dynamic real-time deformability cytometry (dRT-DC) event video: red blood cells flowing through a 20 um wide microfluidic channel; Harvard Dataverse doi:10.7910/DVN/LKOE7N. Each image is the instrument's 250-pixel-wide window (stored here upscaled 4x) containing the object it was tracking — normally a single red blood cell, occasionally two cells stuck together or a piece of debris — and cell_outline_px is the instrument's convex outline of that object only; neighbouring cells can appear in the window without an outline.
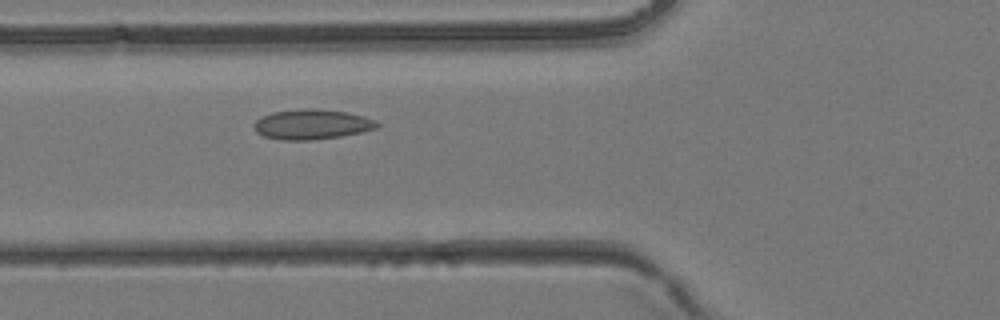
{"species": "common noctule bat (a hibernating species)", "species_latin": "Nyctalus noctula", "temperature_condition": "room temperature", "stored_images_in_passage": 38, "camera_frame_rate_fps": 3000, "um_per_image_px": 0.085, "animal": {"sex": "female", "body_mass_g": 24.6, "forearm_length_mm": 56.2}, "frame": {"image": 1, "passage_image": 11, "time_ms": 3.333, "image_size_px": [1000, 320], "cell_outline_px": [[380, 128], [364, 132], [340, 136], [312, 140], [280, 140], [264, 136], [256, 132], [252, 124], [256, 120], [272, 112], [304, 108], [316, 108], [348, 112], [364, 116], [376, 120], [380, 124]], "centroid_in_image_um": [26.55, 10.57], "position_along_channel_um": 99.2, "area_um2": 21.85}}
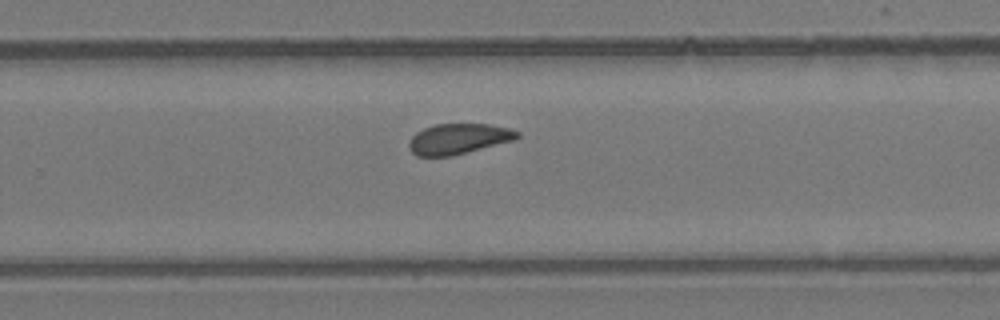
{"frame": {"image": 2, "passage_image": 23, "time_ms": 7.333, "image_size_px": [1000, 320], "cell_outline_px": [[520, 136], [516, 140], [452, 156], [416, 156], [408, 148], [408, 144], [412, 136], [416, 132], [424, 128], [436, 124], [488, 124], [508, 128], [520, 132]], "centroid_in_image_um": [38.98, 11.81], "position_along_channel_um": 290.8, "area_um2": 19.36}}
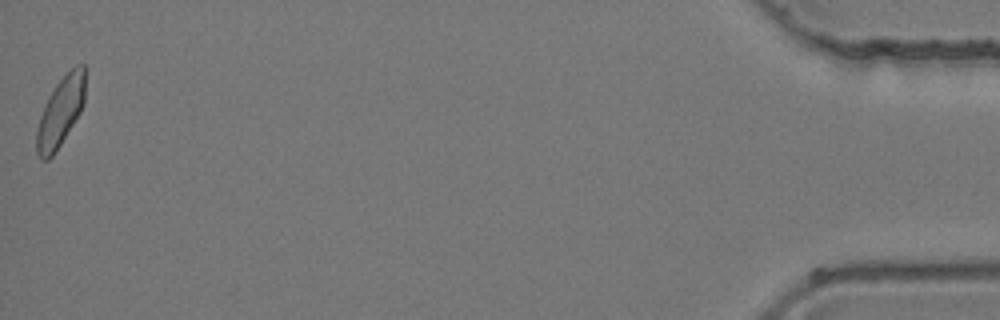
{"frame": {"image": 3, "passage_image": 38, "time_ms": 12.333, "image_size_px": [1000, 320], "cell_outline_px": [[88, 68], [84, 104], [80, 112], [60, 144], [52, 156], [48, 160], [40, 160], [36, 152], [36, 128], [40, 116], [48, 96], [56, 84], [76, 64], [84, 64]], "centroid_in_image_um": [5.18, 9.44], "position_along_channel_um": 430.0, "area_um2": 19.94}}